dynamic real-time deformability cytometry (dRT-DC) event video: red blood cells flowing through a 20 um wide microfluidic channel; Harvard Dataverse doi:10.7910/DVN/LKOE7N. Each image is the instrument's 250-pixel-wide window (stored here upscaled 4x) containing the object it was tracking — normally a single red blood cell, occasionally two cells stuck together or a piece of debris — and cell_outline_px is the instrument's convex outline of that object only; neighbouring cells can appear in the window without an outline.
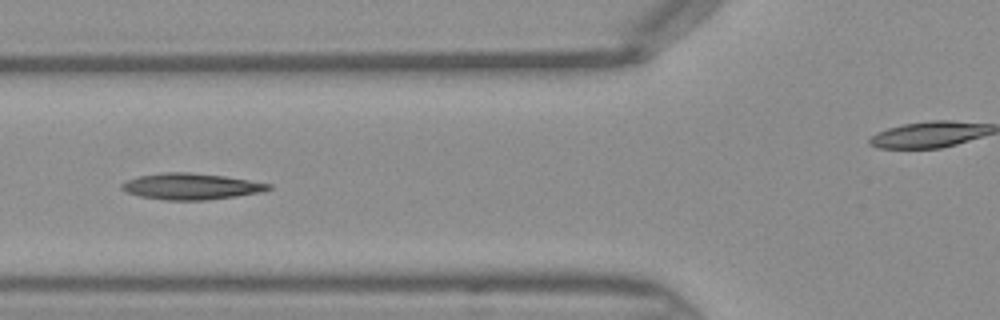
{"species": "Egyptian fruit bat (a non-hibernating species)", "species_latin": "Rousettus aegyptiacus", "temperature_condition": "warm", "stored_images_in_passage": 43, "camera_frame_rate_fps": 3000, "um_per_image_px": 0.085, "frame": {"image": 1, "passage_image": 14, "time_ms": 4.333, "image_size_px": [1000, 320], "cell_outline_px": [[272, 188], [260, 192], [236, 196], [208, 200], [164, 200], [140, 196], [128, 192], [120, 188], [120, 184], [128, 180], [140, 176], [168, 172], [188, 172], [224, 176], [272, 184]], "centroid_in_image_um": [16.25, 15.85], "position_along_channel_um": 109.6, "area_um2": 22.2}}
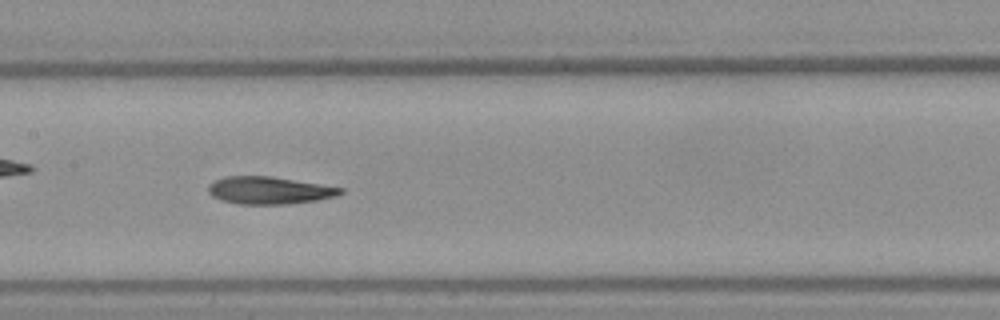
{"frame": {"image": 2, "passage_image": 19, "time_ms": 6.0, "image_size_px": [1000, 320], "cell_outline_px": [[344, 192], [336, 196], [316, 200], [288, 204], [236, 204], [220, 200], [212, 196], [208, 192], [208, 184], [224, 176], [272, 176], [344, 188]], "centroid_in_image_um": [22.86, 16.18], "position_along_channel_um": 184.5, "area_um2": 21.21}}
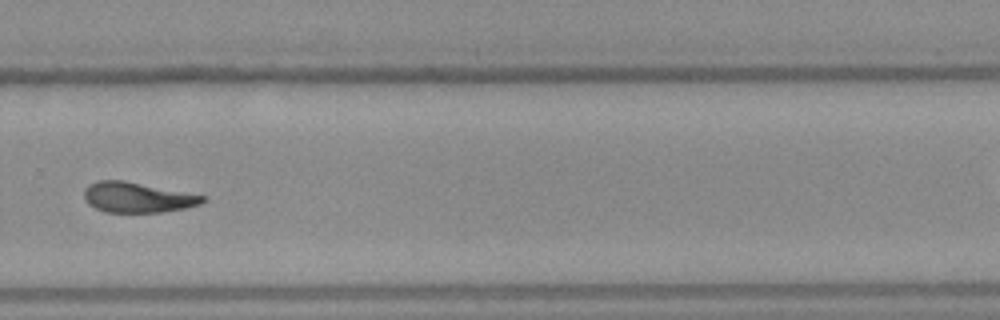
{"frame": {"image": 3, "passage_image": 28, "time_ms": 9.0, "image_size_px": [1000, 320], "cell_outline_px": [[208, 200], [200, 204], [184, 208], [160, 212], [104, 212], [88, 204], [84, 196], [84, 188], [88, 184], [96, 180], [124, 180], [204, 196]], "centroid_in_image_um": [11.63, 16.77], "position_along_channel_um": 318.2, "area_um2": 20.81}}